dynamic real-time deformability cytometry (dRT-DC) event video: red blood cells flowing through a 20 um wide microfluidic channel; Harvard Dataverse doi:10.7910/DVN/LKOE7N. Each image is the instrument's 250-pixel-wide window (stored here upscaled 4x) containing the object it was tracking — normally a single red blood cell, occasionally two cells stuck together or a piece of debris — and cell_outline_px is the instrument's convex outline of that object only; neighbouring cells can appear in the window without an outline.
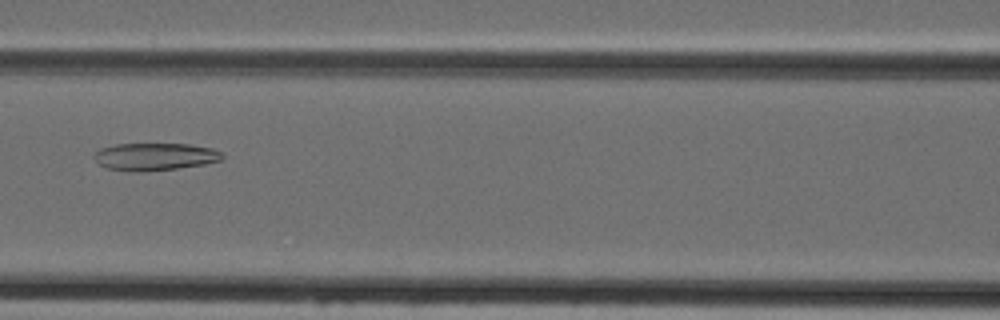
{"species": "Egyptian fruit bat (a non-hibernating species)", "species_latin": "Rousettus aegyptiacus", "temperature_condition": "cold", "stored_images_in_passage": 48, "camera_frame_rate_fps": 3000, "um_per_image_px": 0.085, "animal": {"sex": "female"}, "frame": {"image": 1, "passage_image": 22, "time_ms": 7.0, "image_size_px": [1000, 320], "cell_outline_px": [[224, 156], [220, 160], [204, 164], [176, 168], [140, 172], [136, 172], [104, 168], [92, 156], [100, 148], [116, 144], [188, 144], [212, 148], [224, 152]], "centroid_in_image_um": [13.16, 13.31], "position_along_channel_um": 153.4, "area_um2": 20.52}}
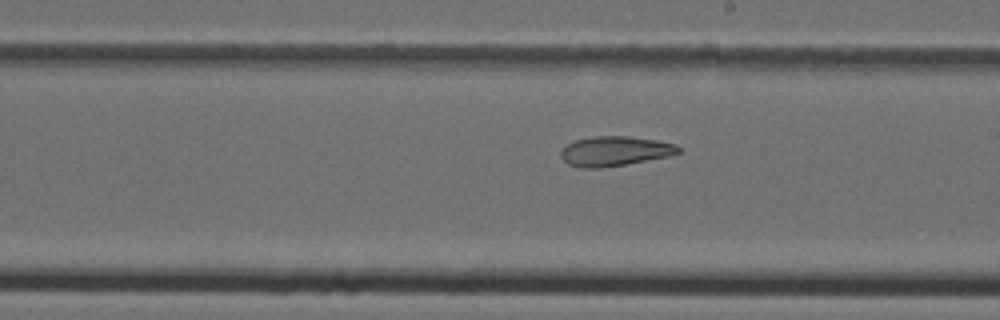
{"frame": {"image": 2, "passage_image": 28, "time_ms": 9.0, "image_size_px": [1000, 320], "cell_outline_px": [[680, 152], [668, 156], [624, 164], [600, 168], [580, 168], [568, 164], [560, 156], [560, 152], [568, 144], [576, 140], [592, 136], [628, 136], [656, 140], [676, 144], [680, 148]], "centroid_in_image_um": [52.24, 12.84], "position_along_channel_um": 236.8, "area_um2": 20.17}}
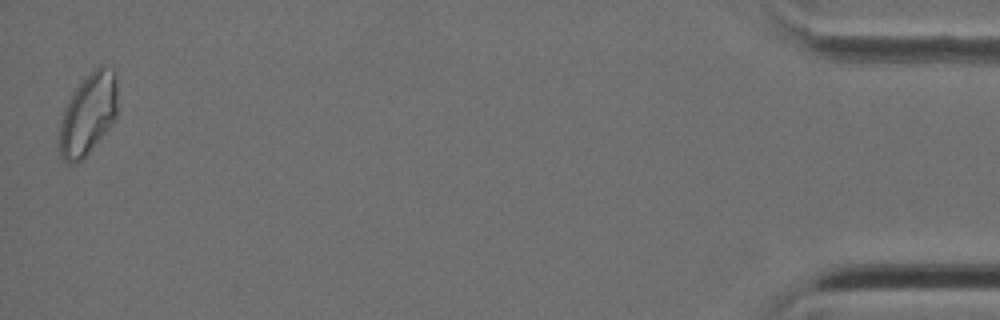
{"frame": {"image": 3, "passage_image": 48, "time_ms": 15.667, "image_size_px": [1000, 320], "cell_outline_px": [[116, 116], [108, 128], [88, 152], [80, 160], [68, 164], [64, 160], [60, 152], [60, 124], [68, 100], [76, 88], [100, 64], [112, 68], [116, 72]], "centroid_in_image_um": [7.51, 9.67], "position_along_channel_um": 427.7, "area_um2": 26.7}}